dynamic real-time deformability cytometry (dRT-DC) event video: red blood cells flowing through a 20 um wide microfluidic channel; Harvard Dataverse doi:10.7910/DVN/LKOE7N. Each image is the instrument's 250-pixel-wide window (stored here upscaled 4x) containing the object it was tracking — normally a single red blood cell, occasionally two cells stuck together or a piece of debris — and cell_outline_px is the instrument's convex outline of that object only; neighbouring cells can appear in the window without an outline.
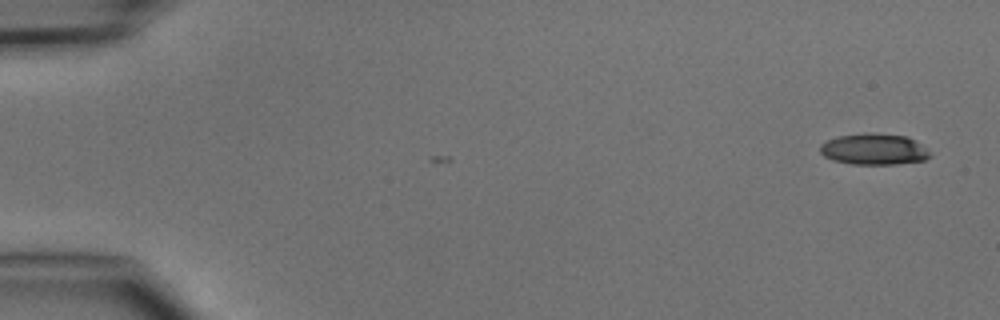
{"species": "common noctule bat (a hibernating species)", "species_latin": "Nyctalus noctula", "temperature_condition": "cold", "stored_images_in_passage": 6, "camera_frame_rate_fps": 3000, "um_per_image_px": 0.085, "animal": {"sex": "male", "body_mass_g": 15.6}, "frame": {"image": 1, "passage_image": 1, "time_ms": 0.0, "image_size_px": [1000, 320], "cell_outline_px": [[932, 156], [924, 160], [896, 164], [852, 164], [832, 160], [824, 156], [820, 152], [820, 144], [836, 136], [864, 132], [868, 132], [908, 136], [920, 144]], "centroid_in_image_um": [74.25, 12.67], "position_along_channel_um": 10.7, "area_um2": 20.06}}
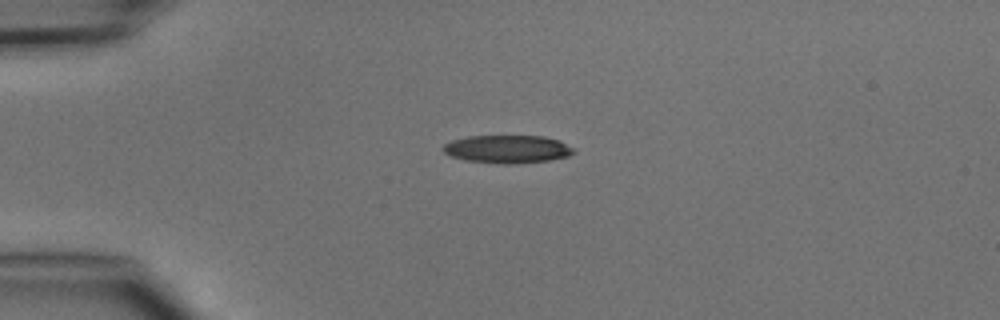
{"frame": {"image": 2, "passage_image": 4, "time_ms": 3.333, "image_size_px": [1000, 320], "cell_outline_px": [[576, 152], [568, 156], [548, 160], [516, 164], [500, 164], [468, 160], [452, 156], [444, 152], [440, 148], [444, 144], [452, 140], [468, 136], [544, 136], [560, 140], [576, 148]], "centroid_in_image_um": [43.17, 12.67], "position_along_channel_um": 41.8, "area_um2": 21.44}}